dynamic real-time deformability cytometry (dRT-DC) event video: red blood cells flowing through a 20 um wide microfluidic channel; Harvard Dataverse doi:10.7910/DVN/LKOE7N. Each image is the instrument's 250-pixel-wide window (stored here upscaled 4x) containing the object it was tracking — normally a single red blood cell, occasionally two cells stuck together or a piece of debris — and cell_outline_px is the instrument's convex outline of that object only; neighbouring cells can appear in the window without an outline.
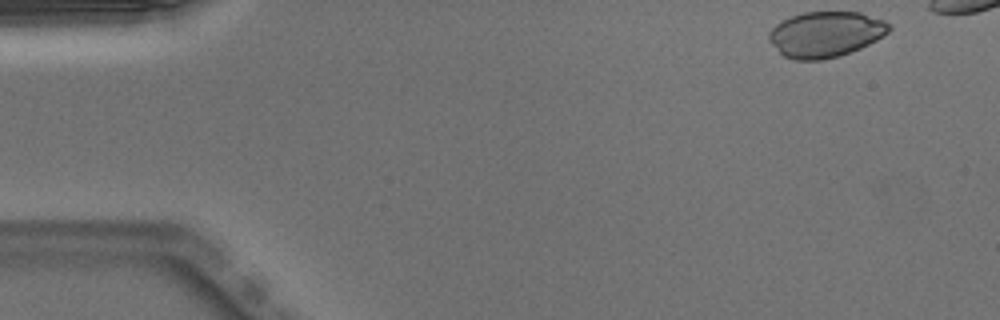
{"species": "Egyptian fruit bat (a non-hibernating species)", "species_latin": "Rousettus aegyptiacus", "temperature_condition": "warm", "stored_images_in_passage": 41, "camera_frame_rate_fps": 3000, "um_per_image_px": 0.085, "animal": {"sex": "male"}, "frame": {"image": 1, "passage_image": 1, "time_ms": 0.0, "image_size_px": [1000, 320], "cell_outline_px": [[892, 28], [884, 36], [860, 48], [840, 56], [820, 60], [796, 60], [784, 56], [768, 40], [768, 32], [776, 24], [792, 16], [804, 12], [860, 12], [884, 20]], "centroid_in_image_um": [70.18, 2.91], "position_along_channel_um": 14.8, "area_um2": 31.85}}
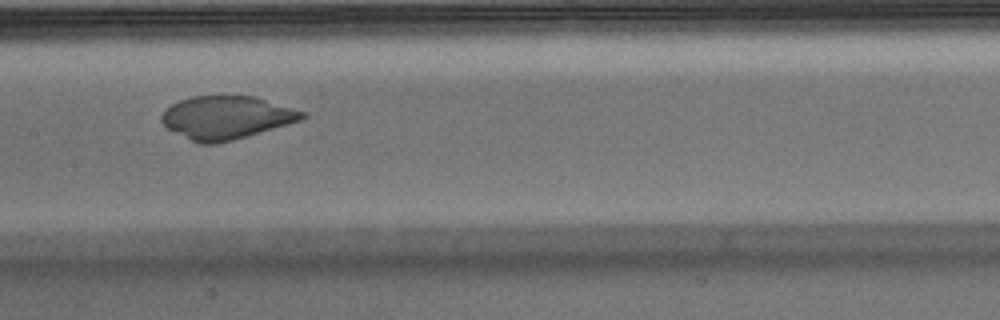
{"frame": {"image": 2, "passage_image": 22, "time_ms": 7.0, "image_size_px": [1000, 320], "cell_outline_px": [[308, 116], [300, 120], [288, 124], [232, 140], [216, 144], [200, 144], [164, 128], [160, 120], [160, 116], [172, 104], [180, 100], [192, 96], [256, 96], [304, 112]], "centroid_in_image_um": [19.2, 9.99], "position_along_channel_um": 188.2, "area_um2": 35.14}}
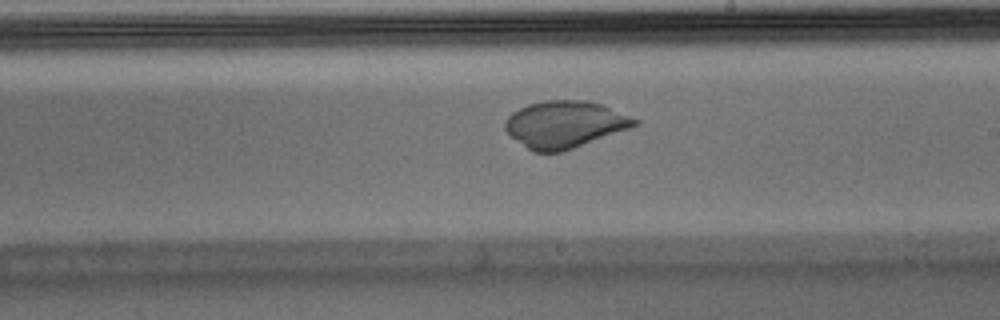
{"frame": {"image": 3, "passage_image": 26, "time_ms": 8.333, "image_size_px": [1000, 320], "cell_outline_px": [[640, 124], [632, 128], [560, 152], [532, 152], [512, 136], [504, 128], [504, 120], [512, 112], [528, 104], [544, 100], [588, 100], [604, 104], [640, 120]], "centroid_in_image_um": [48.04, 10.55], "position_along_channel_um": 241.0, "area_um2": 35.6}}